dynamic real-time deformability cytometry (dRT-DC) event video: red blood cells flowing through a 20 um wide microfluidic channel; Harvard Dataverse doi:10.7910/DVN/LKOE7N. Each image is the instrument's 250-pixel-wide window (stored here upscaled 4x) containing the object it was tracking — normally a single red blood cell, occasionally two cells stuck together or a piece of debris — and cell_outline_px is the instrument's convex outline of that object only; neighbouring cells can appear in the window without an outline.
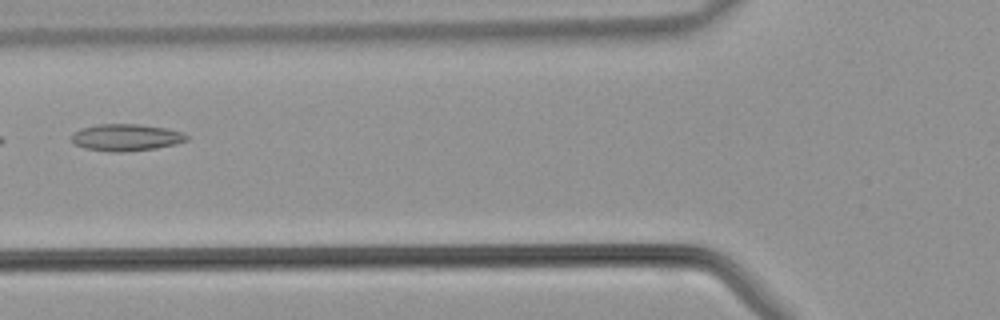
{"species": "common noctule bat (a hibernating species)", "species_latin": "Nyctalus noctula", "temperature_condition": "warm", "stored_images_in_passage": 27, "camera_frame_rate_fps": 3000, "um_per_image_px": 0.085, "animal": {"sex": "male", "body_mass_g": 21.5, "forearm_length_mm": 52.0}, "frame": {"image": 1, "passage_image": 5, "time_ms": 1.333, "image_size_px": [1000, 320], "cell_outline_px": [[188, 140], [176, 144], [156, 148], [124, 152], [112, 152], [84, 148], [76, 144], [72, 140], [72, 132], [80, 128], [96, 124], [140, 124], [164, 128], [184, 132], [188, 136]], "centroid_in_image_um": [10.72, 11.68], "position_along_channel_um": 115.1, "area_um2": 18.15}}